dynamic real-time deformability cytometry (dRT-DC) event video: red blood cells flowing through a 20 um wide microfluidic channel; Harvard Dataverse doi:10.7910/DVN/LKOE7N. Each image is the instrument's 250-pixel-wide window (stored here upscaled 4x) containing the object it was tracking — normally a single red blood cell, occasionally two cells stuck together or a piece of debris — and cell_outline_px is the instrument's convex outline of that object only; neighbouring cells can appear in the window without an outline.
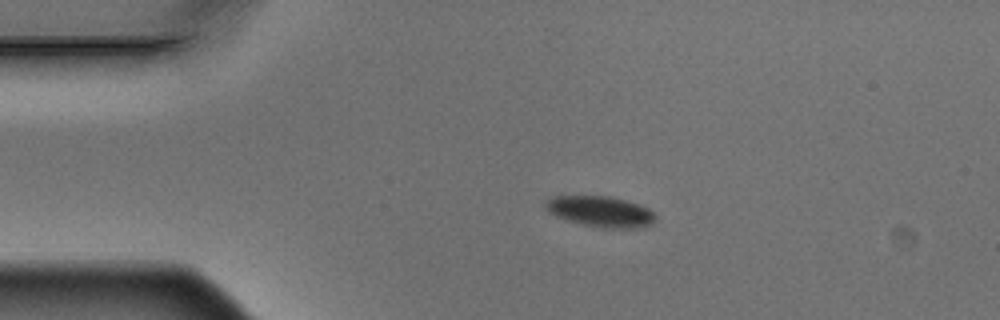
{"species": "Egyptian fruit bat (a non-hibernating species)", "species_latin": "Rousettus aegyptiacus", "temperature_condition": "warm", "stored_images_in_passage": 4, "camera_frame_rate_fps": 3000, "um_per_image_px": 0.085, "animal": {"sex": "male"}, "frame": {"image": 1, "passage_image": 2, "time_ms": 0.333, "image_size_px": [1000, 320], "cell_outline_px": [[656, 220], [652, 224], [636, 228], [604, 228], [584, 224], [568, 220], [556, 216], [548, 212], [544, 208], [544, 200], [552, 196], [608, 196], [640, 204], [648, 208], [656, 216]], "centroid_in_image_um": [51.02, 17.97], "position_along_channel_um": 34.0, "area_um2": 19.77}}